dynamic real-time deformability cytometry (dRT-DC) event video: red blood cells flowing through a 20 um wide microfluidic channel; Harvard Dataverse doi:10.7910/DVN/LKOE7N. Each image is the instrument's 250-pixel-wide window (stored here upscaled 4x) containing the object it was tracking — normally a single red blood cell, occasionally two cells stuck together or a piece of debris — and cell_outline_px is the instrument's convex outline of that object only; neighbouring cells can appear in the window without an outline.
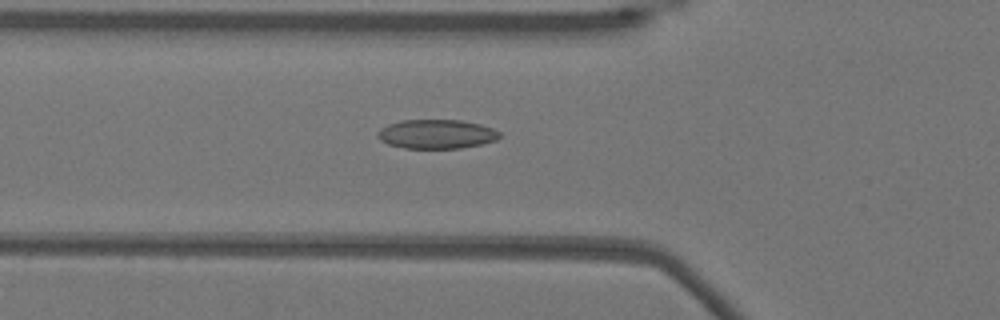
{"species": "Egyptian fruit bat (a non-hibernating species)", "species_latin": "Rousettus aegyptiacus", "temperature_condition": "warm", "stored_images_in_passage": 52, "camera_frame_rate_fps": 3000, "um_per_image_px": 0.085, "animal": {"sex": "female"}, "frame": {"image": 1, "passage_image": 18, "time_ms": 5.667, "image_size_px": [1000, 320], "cell_outline_px": [[500, 136], [496, 140], [480, 144], [460, 148], [404, 148], [388, 144], [380, 140], [376, 136], [376, 132], [380, 128], [388, 124], [400, 120], [460, 120], [480, 124], [492, 128], [500, 132]], "centroid_in_image_um": [37.06, 11.39], "position_along_channel_um": 88.7, "area_um2": 20.75}}
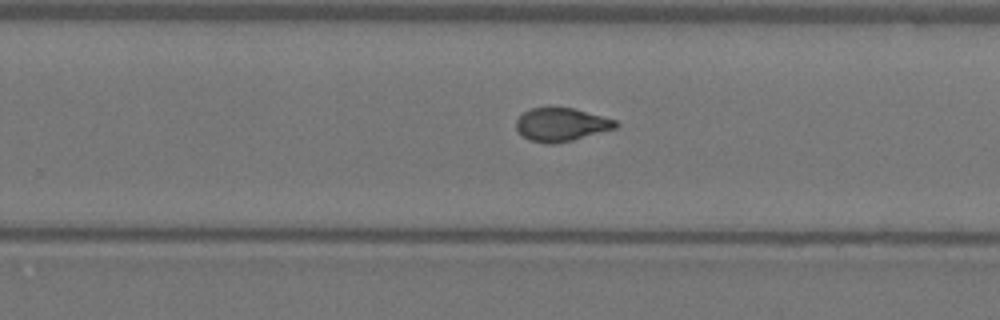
{"frame": {"image": 2, "passage_image": 33, "time_ms": 10.667, "image_size_px": [1000, 320], "cell_outline_px": [[620, 124], [616, 128], [572, 140], [552, 144], [544, 144], [528, 140], [516, 128], [516, 120], [524, 112], [532, 108], [572, 108], [616, 120]], "centroid_in_image_um": [47.7, 10.6], "position_along_channel_um": 282.1, "area_um2": 19.07}}
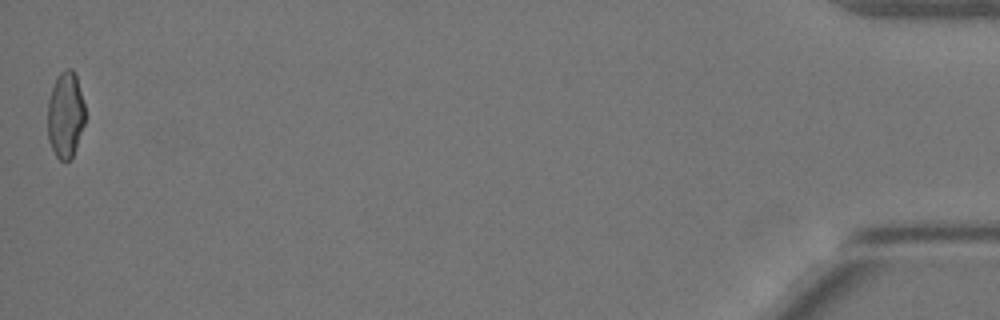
{"frame": {"image": 3, "passage_image": 52, "time_ms": 17.0, "image_size_px": [1000, 320], "cell_outline_px": [[84, 124], [72, 156], [64, 164], [56, 156], [48, 140], [48, 100], [52, 88], [60, 72], [68, 68], [72, 68], [76, 76], [84, 104]], "centroid_in_image_um": [5.55, 9.78], "position_along_channel_um": 429.6, "area_um2": 18.55}, "authors_computed_cell_mechanics": {"area_um2": 19.9121, "velocity_mm_per_s": 3.8618, "shape_relaxation_time_tau1_ms": 6.3794, "shape_relaxation_time_tau2_ms": 1.1554, "deformation_change_tau1": 0.1651, "deformation_change_tau2": 0.0742}}